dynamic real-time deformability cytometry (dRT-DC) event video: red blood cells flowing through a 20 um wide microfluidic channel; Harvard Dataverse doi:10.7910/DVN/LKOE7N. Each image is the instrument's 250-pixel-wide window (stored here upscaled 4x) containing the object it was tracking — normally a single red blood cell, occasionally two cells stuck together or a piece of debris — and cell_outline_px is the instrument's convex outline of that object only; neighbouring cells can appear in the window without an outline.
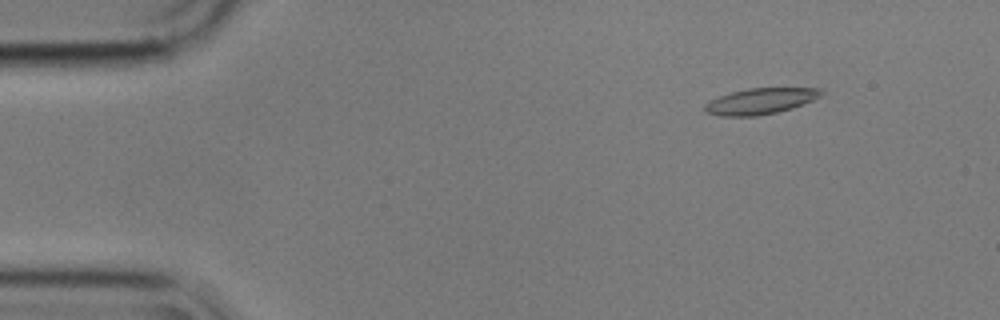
{"species": "common noctule bat (a hibernating species)", "species_latin": "Nyctalus noctula", "temperature_condition": "cold", "stored_images_in_passage": 15, "camera_frame_rate_fps": 3000, "um_per_image_px": 0.085, "animal": {"sex": "male", "body_mass_g": 17.9}, "frame": {"image": 1, "passage_image": 7, "time_ms": 2.0, "image_size_px": [1000, 320], "cell_outline_px": [[824, 92], [820, 96], [812, 100], [792, 108], [776, 112], [756, 116], [720, 116], [704, 112], [704, 104], [720, 96], [732, 92], [748, 88], [820, 88]], "centroid_in_image_um": [64.62, 8.6], "position_along_channel_um": 20.4, "area_um2": 17.46}}